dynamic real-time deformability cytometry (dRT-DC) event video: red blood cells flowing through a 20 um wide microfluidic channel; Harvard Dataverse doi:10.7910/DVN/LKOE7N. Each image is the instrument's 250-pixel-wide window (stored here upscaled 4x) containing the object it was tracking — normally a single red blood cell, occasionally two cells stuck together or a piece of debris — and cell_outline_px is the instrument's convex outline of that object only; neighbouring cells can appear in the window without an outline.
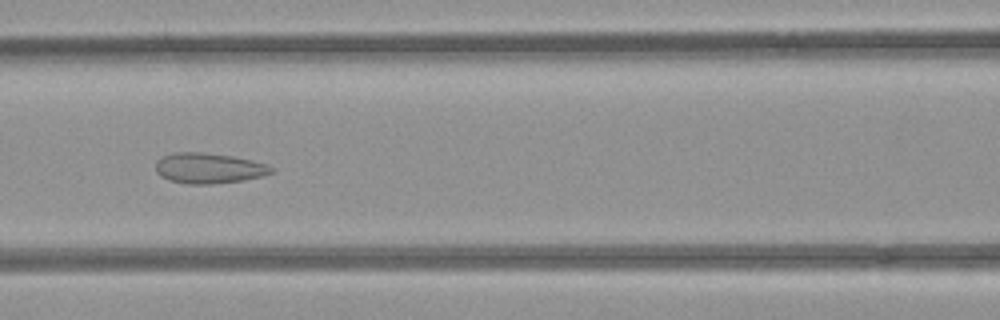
{"species": "common noctule bat (a hibernating species)", "species_latin": "Nyctalus noctula", "temperature_condition": "room temperature", "stored_images_in_passage": 20, "camera_frame_rate_fps": 3000, "um_per_image_px": 0.085, "animal": {"sex": "female", "body_mass_g": 21.9}, "frame": {"image": 1, "passage_image": 12, "time_ms": 3.667, "image_size_px": [1000, 320], "cell_outline_px": [[276, 172], [264, 176], [244, 180], [212, 184], [188, 184], [168, 180], [160, 176], [156, 172], [156, 160], [172, 152], [200, 152], [232, 156], [264, 164], [276, 168]], "centroid_in_image_um": [17.74, 14.31], "position_along_channel_um": 148.9, "area_um2": 20.63}}
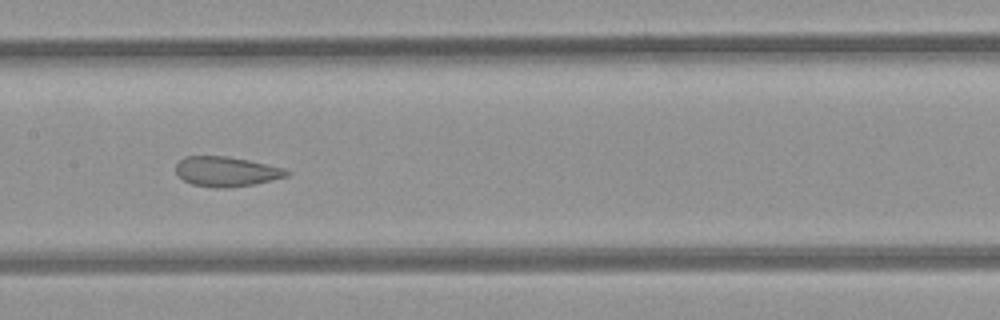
{"frame": {"image": 2, "passage_image": 15, "time_ms": 4.667, "image_size_px": [1000, 320], "cell_outline_px": [[292, 172], [288, 176], [256, 184], [228, 188], [216, 188], [192, 184], [184, 180], [176, 172], [176, 164], [184, 156], [228, 156], [248, 160], [284, 168]], "centroid_in_image_um": [19.26, 14.58], "position_along_channel_um": 188.1, "area_um2": 19.36}}